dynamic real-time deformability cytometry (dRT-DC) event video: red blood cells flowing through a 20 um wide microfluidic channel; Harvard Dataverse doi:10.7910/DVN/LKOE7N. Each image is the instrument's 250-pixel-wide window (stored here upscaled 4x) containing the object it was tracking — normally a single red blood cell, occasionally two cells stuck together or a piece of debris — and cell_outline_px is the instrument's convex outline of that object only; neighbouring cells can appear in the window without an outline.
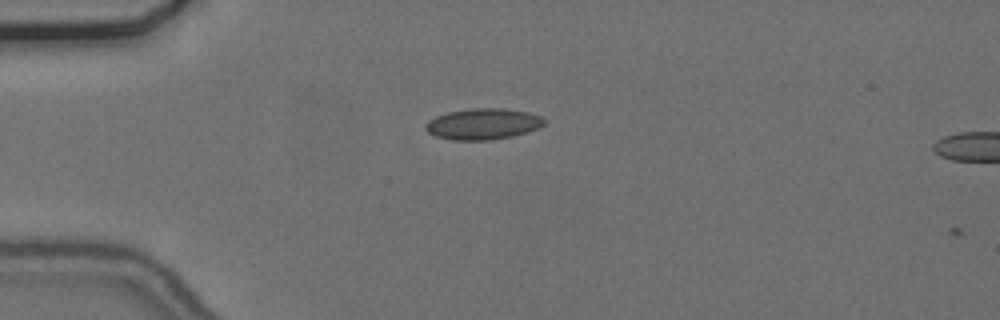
{"species": "common noctule bat (a hibernating species)", "species_latin": "Nyctalus noctula", "temperature_condition": "cold", "stored_images_in_passage": 2, "camera_frame_rate_fps": 3000, "um_per_image_px": 0.085, "animal": {"sex": "female", "body_mass_g": 24.6, "forearm_length_mm": 56.2}, "frame": {"image": 1, "passage_image": 1, "time_ms": 0.0, "image_size_px": [1000, 320], "cell_outline_px": [[544, 124], [540, 128], [528, 132], [512, 136], [488, 140], [452, 140], [436, 136], [428, 132], [424, 128], [424, 124], [428, 120], [436, 116], [448, 112], [472, 108], [504, 108], [528, 112], [540, 116], [544, 120]], "centroid_in_image_um": [41.04, 10.53], "position_along_channel_um": 44.0, "area_um2": 21.56}}